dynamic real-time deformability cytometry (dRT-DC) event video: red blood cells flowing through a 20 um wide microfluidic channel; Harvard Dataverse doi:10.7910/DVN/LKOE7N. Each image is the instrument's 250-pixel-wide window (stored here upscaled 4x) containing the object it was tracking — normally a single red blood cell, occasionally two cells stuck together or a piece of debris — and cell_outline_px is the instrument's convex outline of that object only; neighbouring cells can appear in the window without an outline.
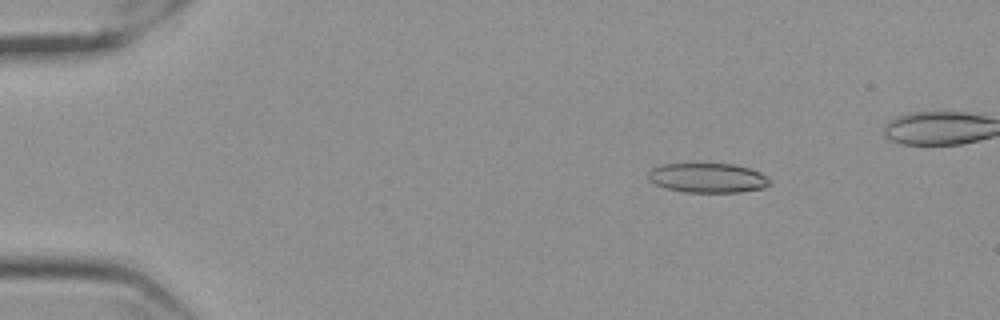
{"species": "Egyptian fruit bat (a non-hibernating species)", "species_latin": "Rousettus aegyptiacus", "temperature_condition": "cold", "stored_images_in_passage": 47, "camera_frame_rate_fps": 3000, "um_per_image_px": 0.085, "frame": {"image": 1, "passage_image": 2, "time_ms": 0.333, "image_size_px": [1000, 320], "cell_outline_px": [[772, 180], [764, 188], [740, 192], [684, 192], [664, 188], [648, 180], [648, 172], [652, 168], [664, 164], [736, 164], [760, 172], [768, 176]], "centroid_in_image_um": [60.17, 15.12], "position_along_channel_um": 24.8, "area_um2": 21.04}}
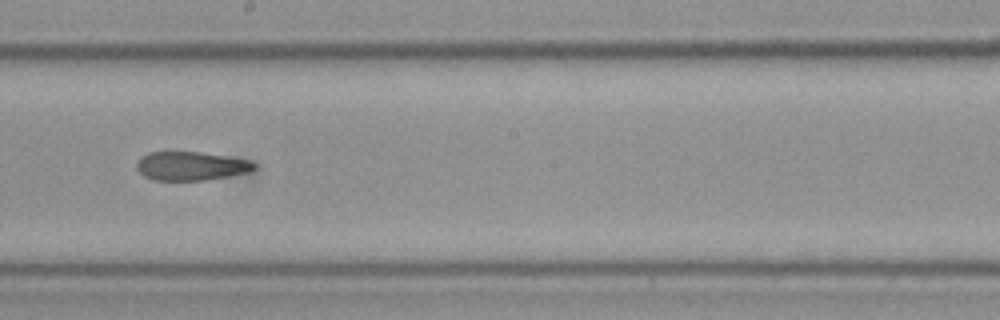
{"frame": {"image": 2, "passage_image": 26, "time_ms": 8.333, "image_size_px": [1000, 320], "cell_outline_px": [[256, 168], [248, 172], [228, 176], [204, 180], [152, 180], [144, 176], [136, 168], [136, 164], [140, 156], [148, 152], [200, 152], [248, 160], [256, 164]], "centroid_in_image_um": [16.19, 14.11], "position_along_channel_um": 232.0, "area_um2": 19.59}}
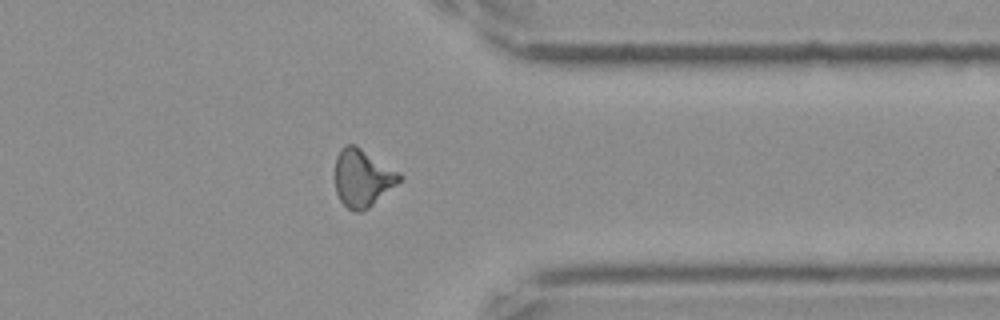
{"frame": {"image": 3, "passage_image": 39, "time_ms": 12.667, "image_size_px": [1000, 320], "cell_outline_px": [[404, 176], [396, 184], [368, 208], [360, 212], [352, 212], [340, 200], [336, 192], [336, 156], [340, 148], [348, 144], [356, 144], [400, 172]], "centroid_in_image_um": [30.81, 15.1], "position_along_channel_um": 380.6, "area_um2": 21.56}, "authors_computed_cell_mechanics": {"area_um2": 20.8658, "velocity_mm_per_s": 3.5655, "shape_relaxation_time_tau1_ms": null, "shape_relaxation_time_tau2_ms": 5.2716, "deformation_change_tau1": null, "deformation_change_tau2": 0.1542}}